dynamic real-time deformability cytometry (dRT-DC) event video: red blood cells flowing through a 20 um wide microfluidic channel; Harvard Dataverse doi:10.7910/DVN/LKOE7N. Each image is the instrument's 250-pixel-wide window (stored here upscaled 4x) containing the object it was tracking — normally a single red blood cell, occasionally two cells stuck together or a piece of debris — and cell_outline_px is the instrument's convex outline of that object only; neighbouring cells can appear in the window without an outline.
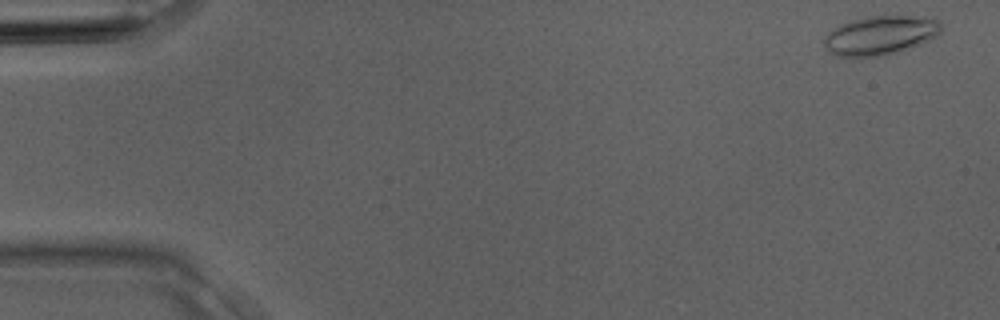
{"species": "Egyptian fruit bat (a non-hibernating species)", "species_latin": "Rousettus aegyptiacus", "temperature_condition": "room temperature", "stored_images_in_passage": 4, "camera_frame_rate_fps": 3000, "um_per_image_px": 0.085, "animal": {"sex": "male"}, "frame": {"image": 1, "passage_image": 1, "time_ms": 0.0, "image_size_px": [1000, 320], "cell_outline_px": [[940, 32], [936, 36], [928, 40], [908, 48], [884, 56], [860, 60], [836, 56], [828, 52], [824, 44], [824, 40], [828, 32], [832, 28], [840, 24], [852, 20], [868, 16], [932, 16], [940, 20]], "centroid_in_image_um": [74.78, 3.03], "position_along_channel_um": 10.2, "area_um2": 27.34}}